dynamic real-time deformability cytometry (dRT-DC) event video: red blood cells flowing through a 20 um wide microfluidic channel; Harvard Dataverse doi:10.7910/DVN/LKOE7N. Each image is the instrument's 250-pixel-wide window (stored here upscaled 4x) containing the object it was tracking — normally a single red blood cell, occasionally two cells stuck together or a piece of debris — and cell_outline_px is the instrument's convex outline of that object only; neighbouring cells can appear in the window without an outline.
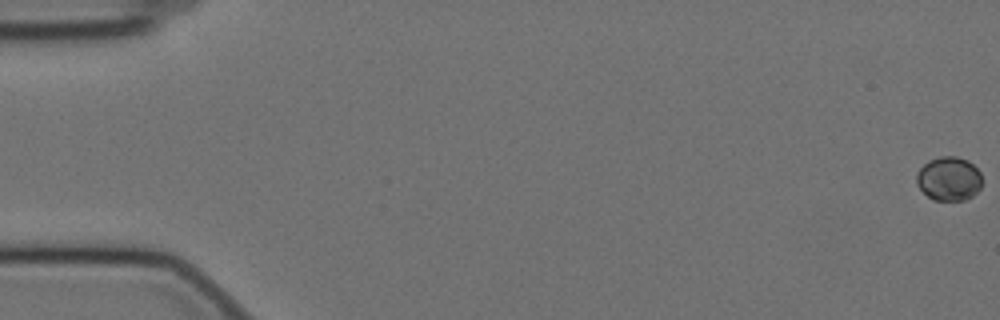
{"species": "Egyptian fruit bat (a non-hibernating species)", "species_latin": "Rousettus aegyptiacus", "temperature_condition": "cold", "stored_images_in_passage": 59, "camera_frame_rate_fps": 3000, "um_per_image_px": 0.085, "animal": {"sex": "female"}, "frame": {"image": 1, "passage_image": 1, "time_ms": 0.0, "image_size_px": [1000, 320], "cell_outline_px": [[980, 188], [972, 196], [964, 200], [932, 200], [916, 184], [916, 176], [920, 168], [928, 160], [940, 156], [956, 156], [968, 160], [980, 172]], "centroid_in_image_um": [80.63, 15.18], "position_along_channel_um": 4.4, "area_um2": 16.7}}
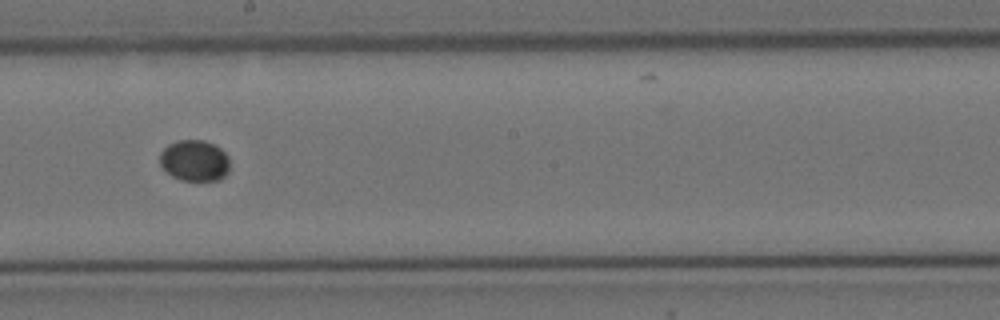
{"frame": {"image": 2, "passage_image": 34, "time_ms": 11.0, "image_size_px": [1000, 320], "cell_outline_px": [[228, 172], [220, 180], [180, 180], [172, 176], [160, 164], [160, 152], [168, 144], [176, 140], [204, 140], [220, 148], [228, 156]], "centroid_in_image_um": [16.52, 13.64], "position_along_channel_um": 231.7, "area_um2": 16.7}}
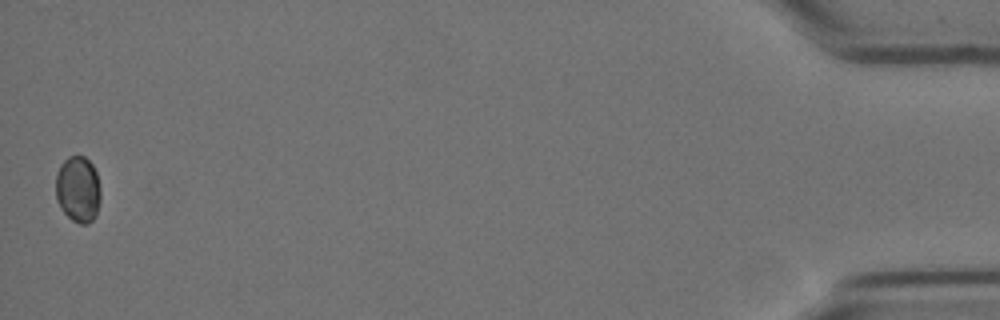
{"frame": {"image": 3, "passage_image": 59, "time_ms": 19.333, "image_size_px": [1000, 320], "cell_outline_px": [[100, 200], [96, 216], [88, 224], [80, 224], [72, 220], [64, 212], [56, 200], [56, 176], [60, 164], [68, 156], [84, 156], [92, 164], [96, 172], [100, 188]], "centroid_in_image_um": [6.64, 16.09], "position_along_channel_um": 428.6, "area_um2": 17.4}}